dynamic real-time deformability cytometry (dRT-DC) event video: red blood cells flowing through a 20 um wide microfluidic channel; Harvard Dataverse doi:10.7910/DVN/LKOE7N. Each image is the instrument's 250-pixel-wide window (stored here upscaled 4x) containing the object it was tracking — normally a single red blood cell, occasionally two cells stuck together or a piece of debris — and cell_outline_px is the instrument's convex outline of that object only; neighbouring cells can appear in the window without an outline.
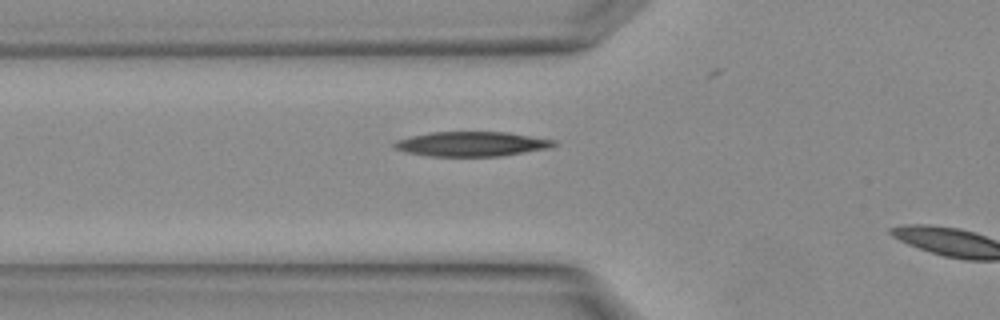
{"species": "Egyptian fruit bat (a non-hibernating species)", "species_latin": "Rousettus aegyptiacus", "temperature_condition": "warm", "stored_images_in_passage": 3, "camera_frame_rate_fps": 3000, "um_per_image_px": 0.085, "animal": {"sex": "female"}, "frame": {"image": 1, "passage_image": 2, "time_ms": 0.333, "image_size_px": [1000, 320], "cell_outline_px": [[556, 144], [552, 148], [500, 156], [428, 156], [404, 152], [396, 148], [392, 144], [396, 140], [412, 136], [432, 132], [508, 132], [556, 140]], "centroid_in_image_um": [40.12, 12.24], "position_along_channel_um": 85.7, "area_um2": 23.0}}